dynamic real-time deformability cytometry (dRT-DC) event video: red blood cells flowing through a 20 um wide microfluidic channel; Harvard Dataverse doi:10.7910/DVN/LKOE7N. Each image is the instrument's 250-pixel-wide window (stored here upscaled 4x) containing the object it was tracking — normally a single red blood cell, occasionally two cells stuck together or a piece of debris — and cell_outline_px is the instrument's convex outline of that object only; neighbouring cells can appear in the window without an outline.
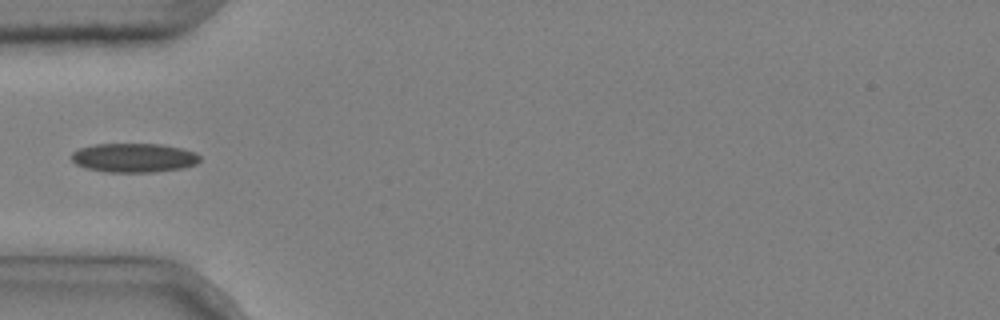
{"species": "common noctule bat (a hibernating species)", "species_latin": "Nyctalus noctula", "temperature_condition": "cold", "stored_images_in_passage": 35, "camera_frame_rate_fps": 3000, "um_per_image_px": 0.085, "animal": {"sex": "male", "body_mass_g": 20.4}, "frame": {"image": 1, "passage_image": 1, "time_ms": 0.0, "image_size_px": [1000, 320], "cell_outline_px": [[200, 160], [196, 164], [184, 168], [156, 172], [104, 172], [84, 168], [76, 164], [72, 160], [72, 152], [80, 148], [96, 144], [160, 144], [180, 148], [196, 152], [200, 156]], "centroid_in_image_um": [11.39, 13.42], "position_along_channel_um": 73.6, "area_um2": 21.91}}
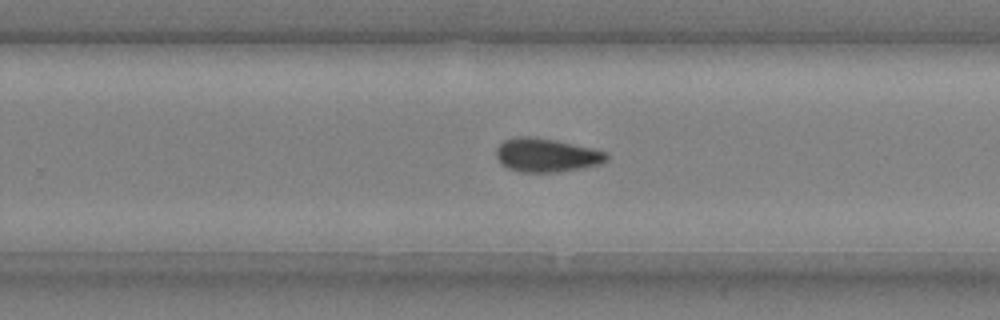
{"frame": {"image": 2, "passage_image": 18, "time_ms": 5.667, "image_size_px": [1000, 320], "cell_outline_px": [[608, 160], [600, 164], [584, 168], [556, 172], [520, 172], [508, 168], [500, 164], [496, 156], [496, 148], [504, 140], [516, 136], [536, 136], [556, 140], [592, 148], [608, 152]], "centroid_in_image_um": [46.44, 13.18], "position_along_channel_um": 283.4, "area_um2": 21.96}}
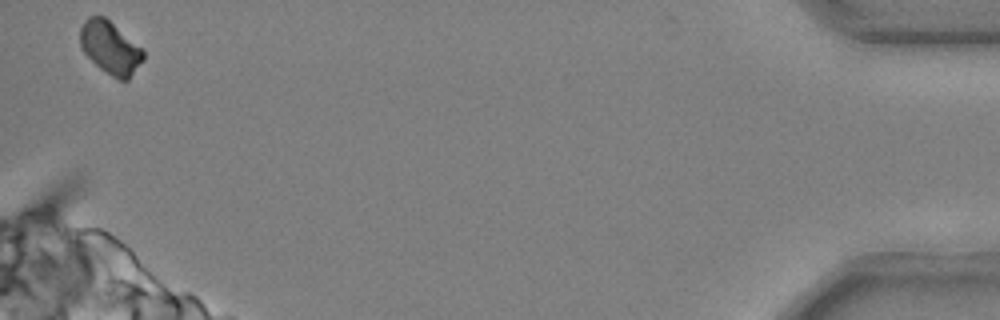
{"frame": {"image": 3, "passage_image": 35, "time_ms": 11.333, "image_size_px": [1000, 320], "cell_outline_px": [[144, 60], [128, 80], [120, 80], [112, 76], [100, 68], [84, 52], [80, 44], [80, 28], [84, 20], [88, 16], [104, 16], [144, 48]], "centroid_in_image_um": [9.4, 4.04], "position_along_channel_um": 425.8, "area_um2": 19.48}}